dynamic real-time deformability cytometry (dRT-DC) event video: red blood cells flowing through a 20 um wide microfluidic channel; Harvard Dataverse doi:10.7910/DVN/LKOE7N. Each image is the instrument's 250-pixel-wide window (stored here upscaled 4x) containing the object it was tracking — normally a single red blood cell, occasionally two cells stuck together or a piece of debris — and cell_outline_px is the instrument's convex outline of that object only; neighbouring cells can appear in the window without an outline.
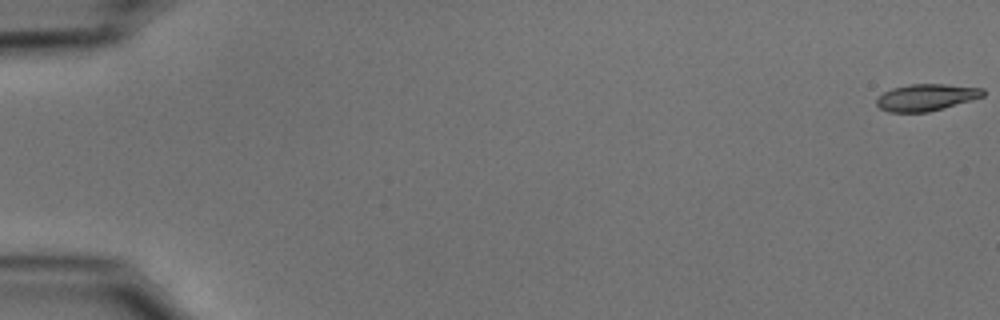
{"species": "common noctule bat (a hibernating species)", "species_latin": "Nyctalus noctula", "temperature_condition": "cold", "stored_images_in_passage": 12, "camera_frame_rate_fps": 3000, "um_per_image_px": 0.085, "animal": {"sex": "male", "body_mass_g": 15.6}, "frame": {"image": 1, "passage_image": 1, "time_ms": 0.0, "image_size_px": [1000, 320], "cell_outline_px": [[984, 96], [972, 100], [944, 108], [928, 112], [888, 112], [880, 108], [876, 104], [876, 100], [884, 92], [892, 88], [908, 84], [944, 84], [984, 88]], "centroid_in_image_um": [78.74, 8.27], "position_along_channel_um": 6.3, "area_um2": 16.65}}